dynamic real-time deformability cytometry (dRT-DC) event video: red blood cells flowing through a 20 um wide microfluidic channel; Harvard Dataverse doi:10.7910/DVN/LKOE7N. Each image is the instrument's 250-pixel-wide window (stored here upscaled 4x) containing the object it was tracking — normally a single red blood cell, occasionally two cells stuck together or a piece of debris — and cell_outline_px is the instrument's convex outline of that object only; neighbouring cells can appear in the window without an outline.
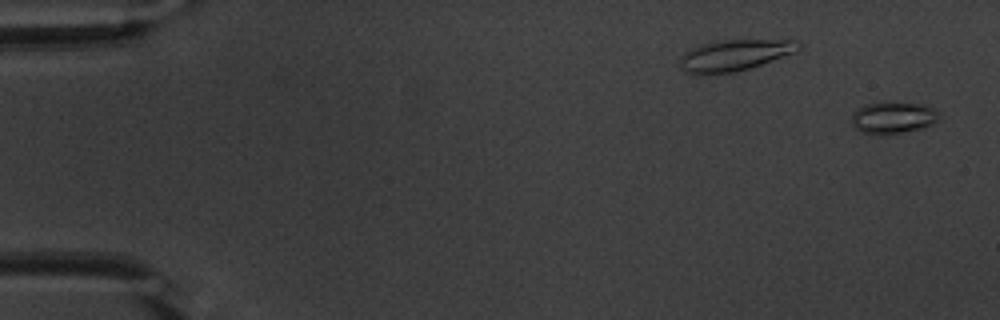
{"species": "common noctule bat (a hibernating species)", "species_latin": "Nyctalus noctula", "temperature_condition": "warm", "stored_images_in_passage": 53, "camera_frame_rate_fps": 3000, "um_per_image_px": 0.085, "animal": {"sex": "male", "body_mass_g": 20.1, "forearm_length_mm": 53.5}, "frame": {"image": 1, "passage_image": 1, "time_ms": 0.0, "image_size_px": [1000, 320], "cell_outline_px": [[940, 116], [936, 120], [920, 128], [888, 136], [880, 136], [860, 132], [852, 124], [852, 116], [856, 108], [864, 104], [884, 100], [888, 100], [920, 104], [932, 108]], "centroid_in_image_um": [75.81, 9.99], "position_along_channel_um": 9.2, "area_um2": 16.65}}
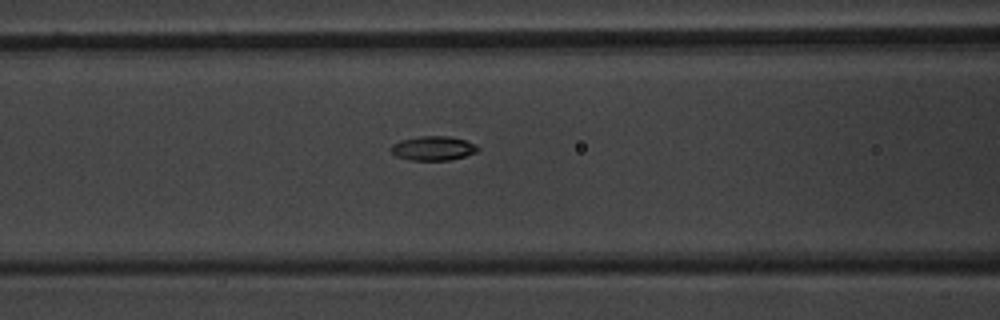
{"frame": {"image": 2, "passage_image": 22, "time_ms": 7.0, "image_size_px": [1000, 320], "cell_outline_px": [[480, 148], [476, 152], [464, 156], [448, 160], [408, 160], [396, 156], [388, 148], [392, 144], [400, 140], [420, 136], [448, 136], [464, 140], [476, 144]], "centroid_in_image_um": [36.78, 12.6], "position_along_channel_um": 129.8, "area_um2": 12.31}}
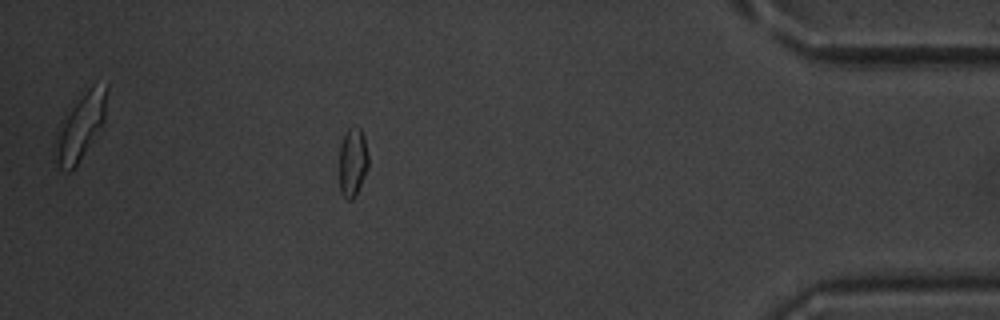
{"frame": {"image": 3, "passage_image": 47, "time_ms": 15.333, "image_size_px": [1000, 320], "cell_outline_px": [[368, 168], [356, 196], [352, 200], [348, 200], [340, 192], [340, 144], [348, 128], [356, 124], [360, 128], [364, 136], [368, 156]], "centroid_in_image_um": [29.99, 13.77], "position_along_channel_um": 405.2, "area_um2": 11.79}, "authors_computed_cell_mechanics": {"area_um2": 12.3114, "velocity_mm_per_s": 3.8185, "shape_relaxation_time_tau1_ms": 3.5047, "shape_relaxation_time_tau2_ms": 8.7602, "deformation_change_tau1": 0.1422, "deformation_change_tau2": 0.0933}}